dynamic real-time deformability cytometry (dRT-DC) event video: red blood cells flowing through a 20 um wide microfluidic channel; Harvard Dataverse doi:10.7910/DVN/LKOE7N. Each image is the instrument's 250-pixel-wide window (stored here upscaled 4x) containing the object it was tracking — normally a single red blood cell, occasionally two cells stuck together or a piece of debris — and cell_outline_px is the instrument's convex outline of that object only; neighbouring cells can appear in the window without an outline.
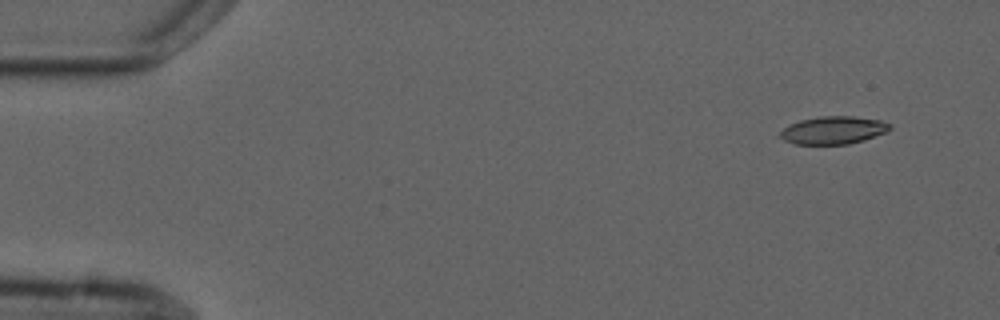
{"species": "common noctule bat (a hibernating species)", "species_latin": "Nyctalus noctula", "temperature_condition": "cold", "stored_images_in_passage": 6, "camera_frame_rate_fps": 3000, "um_per_image_px": 0.085, "animal": {"sex": "male", "forearm_length_mm": 52.5}, "frame": {"image": 1, "passage_image": 1, "time_ms": 0.0, "image_size_px": [1000, 320], "cell_outline_px": [[892, 128], [888, 132], [864, 140], [848, 144], [796, 144], [784, 140], [780, 136], [780, 132], [788, 124], [800, 120], [820, 116], [852, 116], [880, 120], [892, 124]], "centroid_in_image_um": [70.86, 11.06], "position_along_channel_um": 14.1, "area_um2": 17.86}}
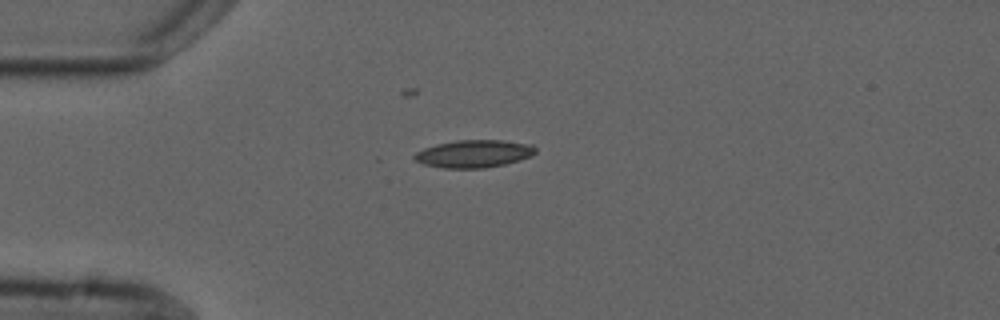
{"frame": {"image": 2, "passage_image": 3, "time_ms": 3.333, "image_size_px": [1000, 320], "cell_outline_px": [[536, 152], [532, 156], [520, 160], [504, 164], [484, 168], [444, 168], [424, 164], [416, 160], [412, 156], [416, 152], [424, 148], [436, 144], [456, 140], [504, 140], [532, 144], [536, 148]], "centroid_in_image_um": [40.3, 13.06], "position_along_channel_um": 44.7, "area_um2": 19.54}}